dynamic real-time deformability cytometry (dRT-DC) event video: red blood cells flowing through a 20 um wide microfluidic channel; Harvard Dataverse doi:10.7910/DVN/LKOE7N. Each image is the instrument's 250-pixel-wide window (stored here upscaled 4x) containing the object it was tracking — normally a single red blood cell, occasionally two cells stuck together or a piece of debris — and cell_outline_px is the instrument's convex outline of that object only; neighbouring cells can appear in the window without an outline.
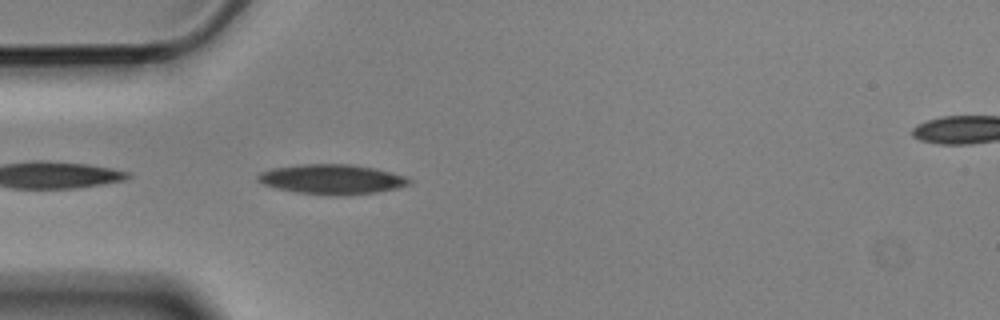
{"species": "Egyptian fruit bat (a non-hibernating species)", "species_latin": "Rousettus aegyptiacus", "temperature_condition": "cold", "stored_images_in_passage": 5, "camera_frame_rate_fps": 3000, "um_per_image_px": 0.085, "animal": {"sex": "male"}, "frame": {"image": 1, "passage_image": 5, "time_ms": 1.333, "image_size_px": [1000, 320], "cell_outline_px": [[412, 184], [400, 188], [376, 192], [296, 192], [276, 188], [264, 184], [256, 180], [256, 176], [260, 172], [272, 168], [300, 164], [352, 164], [376, 168], [408, 176], [412, 180]], "centroid_in_image_um": [28.25, 15.18], "position_along_channel_um": 56.8, "area_um2": 25.49}}